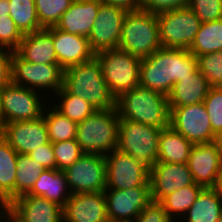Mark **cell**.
<instances>
[{"instance_id":"1","label":"cell","mask_w":222,"mask_h":222,"mask_svg":"<svg viewBox=\"0 0 222 222\" xmlns=\"http://www.w3.org/2000/svg\"><path fill=\"white\" fill-rule=\"evenodd\" d=\"M197 69V58L188 49L161 47L141 60L139 85L168 96L174 83Z\"/></svg>"},{"instance_id":"2","label":"cell","mask_w":222,"mask_h":222,"mask_svg":"<svg viewBox=\"0 0 222 222\" xmlns=\"http://www.w3.org/2000/svg\"><path fill=\"white\" fill-rule=\"evenodd\" d=\"M116 109L120 120H130L160 129L169 127L168 96L141 85L116 98Z\"/></svg>"},{"instance_id":"3","label":"cell","mask_w":222,"mask_h":222,"mask_svg":"<svg viewBox=\"0 0 222 222\" xmlns=\"http://www.w3.org/2000/svg\"><path fill=\"white\" fill-rule=\"evenodd\" d=\"M63 87L69 93L82 97L96 110L116 108V98L110 93L95 56L64 70Z\"/></svg>"},{"instance_id":"4","label":"cell","mask_w":222,"mask_h":222,"mask_svg":"<svg viewBox=\"0 0 222 222\" xmlns=\"http://www.w3.org/2000/svg\"><path fill=\"white\" fill-rule=\"evenodd\" d=\"M120 117L116 108L95 110L77 124L76 141L83 153L105 156L118 147Z\"/></svg>"},{"instance_id":"5","label":"cell","mask_w":222,"mask_h":222,"mask_svg":"<svg viewBox=\"0 0 222 222\" xmlns=\"http://www.w3.org/2000/svg\"><path fill=\"white\" fill-rule=\"evenodd\" d=\"M161 47L157 14L142 9L128 11L122 23L118 48L143 59Z\"/></svg>"},{"instance_id":"6","label":"cell","mask_w":222,"mask_h":222,"mask_svg":"<svg viewBox=\"0 0 222 222\" xmlns=\"http://www.w3.org/2000/svg\"><path fill=\"white\" fill-rule=\"evenodd\" d=\"M110 93L118 98L139 85L140 58L119 48L95 53Z\"/></svg>"},{"instance_id":"7","label":"cell","mask_w":222,"mask_h":222,"mask_svg":"<svg viewBox=\"0 0 222 222\" xmlns=\"http://www.w3.org/2000/svg\"><path fill=\"white\" fill-rule=\"evenodd\" d=\"M161 130L130 120H120L117 149L150 169L158 162Z\"/></svg>"},{"instance_id":"8","label":"cell","mask_w":222,"mask_h":222,"mask_svg":"<svg viewBox=\"0 0 222 222\" xmlns=\"http://www.w3.org/2000/svg\"><path fill=\"white\" fill-rule=\"evenodd\" d=\"M159 39L165 48L189 49L201 20L187 6L157 13Z\"/></svg>"},{"instance_id":"9","label":"cell","mask_w":222,"mask_h":222,"mask_svg":"<svg viewBox=\"0 0 222 222\" xmlns=\"http://www.w3.org/2000/svg\"><path fill=\"white\" fill-rule=\"evenodd\" d=\"M169 126L194 144L215 141L210 118L204 103L169 107Z\"/></svg>"},{"instance_id":"10","label":"cell","mask_w":222,"mask_h":222,"mask_svg":"<svg viewBox=\"0 0 222 222\" xmlns=\"http://www.w3.org/2000/svg\"><path fill=\"white\" fill-rule=\"evenodd\" d=\"M106 189L150 186V169L118 149L106 154Z\"/></svg>"},{"instance_id":"11","label":"cell","mask_w":222,"mask_h":222,"mask_svg":"<svg viewBox=\"0 0 222 222\" xmlns=\"http://www.w3.org/2000/svg\"><path fill=\"white\" fill-rule=\"evenodd\" d=\"M64 70L59 64H35L12 52V83L30 89L54 90L63 87Z\"/></svg>"},{"instance_id":"12","label":"cell","mask_w":222,"mask_h":222,"mask_svg":"<svg viewBox=\"0 0 222 222\" xmlns=\"http://www.w3.org/2000/svg\"><path fill=\"white\" fill-rule=\"evenodd\" d=\"M63 172L71 194L103 192L106 189V161L103 155L84 153Z\"/></svg>"},{"instance_id":"13","label":"cell","mask_w":222,"mask_h":222,"mask_svg":"<svg viewBox=\"0 0 222 222\" xmlns=\"http://www.w3.org/2000/svg\"><path fill=\"white\" fill-rule=\"evenodd\" d=\"M0 95L5 123L39 119L46 105L36 90L12 82L0 88Z\"/></svg>"},{"instance_id":"14","label":"cell","mask_w":222,"mask_h":222,"mask_svg":"<svg viewBox=\"0 0 222 222\" xmlns=\"http://www.w3.org/2000/svg\"><path fill=\"white\" fill-rule=\"evenodd\" d=\"M107 216L110 221L134 222L139 213L149 204L150 186L130 189H105Z\"/></svg>"},{"instance_id":"15","label":"cell","mask_w":222,"mask_h":222,"mask_svg":"<svg viewBox=\"0 0 222 222\" xmlns=\"http://www.w3.org/2000/svg\"><path fill=\"white\" fill-rule=\"evenodd\" d=\"M7 222H63V207L46 198L22 195L7 205Z\"/></svg>"},{"instance_id":"16","label":"cell","mask_w":222,"mask_h":222,"mask_svg":"<svg viewBox=\"0 0 222 222\" xmlns=\"http://www.w3.org/2000/svg\"><path fill=\"white\" fill-rule=\"evenodd\" d=\"M127 10L110 4H100L96 20L88 37L94 53L118 48L122 23Z\"/></svg>"},{"instance_id":"17","label":"cell","mask_w":222,"mask_h":222,"mask_svg":"<svg viewBox=\"0 0 222 222\" xmlns=\"http://www.w3.org/2000/svg\"><path fill=\"white\" fill-rule=\"evenodd\" d=\"M0 135L18 154L28 155L50 142L43 116L31 121L5 123Z\"/></svg>"},{"instance_id":"18","label":"cell","mask_w":222,"mask_h":222,"mask_svg":"<svg viewBox=\"0 0 222 222\" xmlns=\"http://www.w3.org/2000/svg\"><path fill=\"white\" fill-rule=\"evenodd\" d=\"M150 190L152 201L160 202L174 191L194 184L187 163L157 162L150 168Z\"/></svg>"},{"instance_id":"19","label":"cell","mask_w":222,"mask_h":222,"mask_svg":"<svg viewBox=\"0 0 222 222\" xmlns=\"http://www.w3.org/2000/svg\"><path fill=\"white\" fill-rule=\"evenodd\" d=\"M187 164L194 182L211 188L222 170V148L215 141L194 144Z\"/></svg>"},{"instance_id":"20","label":"cell","mask_w":222,"mask_h":222,"mask_svg":"<svg viewBox=\"0 0 222 222\" xmlns=\"http://www.w3.org/2000/svg\"><path fill=\"white\" fill-rule=\"evenodd\" d=\"M104 192L71 194L63 207L64 222L108 221Z\"/></svg>"},{"instance_id":"21","label":"cell","mask_w":222,"mask_h":222,"mask_svg":"<svg viewBox=\"0 0 222 222\" xmlns=\"http://www.w3.org/2000/svg\"><path fill=\"white\" fill-rule=\"evenodd\" d=\"M52 38L58 64L63 70L89 61L95 56L85 36L70 34L54 26Z\"/></svg>"},{"instance_id":"22","label":"cell","mask_w":222,"mask_h":222,"mask_svg":"<svg viewBox=\"0 0 222 222\" xmlns=\"http://www.w3.org/2000/svg\"><path fill=\"white\" fill-rule=\"evenodd\" d=\"M101 3L100 0H73L55 27L88 38Z\"/></svg>"},{"instance_id":"23","label":"cell","mask_w":222,"mask_h":222,"mask_svg":"<svg viewBox=\"0 0 222 222\" xmlns=\"http://www.w3.org/2000/svg\"><path fill=\"white\" fill-rule=\"evenodd\" d=\"M22 59L35 64H58L52 38V27L23 34L15 51Z\"/></svg>"},{"instance_id":"24","label":"cell","mask_w":222,"mask_h":222,"mask_svg":"<svg viewBox=\"0 0 222 222\" xmlns=\"http://www.w3.org/2000/svg\"><path fill=\"white\" fill-rule=\"evenodd\" d=\"M210 88L208 80L197 69L191 76L174 83L168 95V105L169 107H181L202 103Z\"/></svg>"},{"instance_id":"25","label":"cell","mask_w":222,"mask_h":222,"mask_svg":"<svg viewBox=\"0 0 222 222\" xmlns=\"http://www.w3.org/2000/svg\"><path fill=\"white\" fill-rule=\"evenodd\" d=\"M63 171L46 169L36 180L28 195L40 196L64 207L71 196Z\"/></svg>"},{"instance_id":"26","label":"cell","mask_w":222,"mask_h":222,"mask_svg":"<svg viewBox=\"0 0 222 222\" xmlns=\"http://www.w3.org/2000/svg\"><path fill=\"white\" fill-rule=\"evenodd\" d=\"M193 144L170 126L159 135L158 162L187 163Z\"/></svg>"},{"instance_id":"27","label":"cell","mask_w":222,"mask_h":222,"mask_svg":"<svg viewBox=\"0 0 222 222\" xmlns=\"http://www.w3.org/2000/svg\"><path fill=\"white\" fill-rule=\"evenodd\" d=\"M18 153L0 135V197L8 205L15 200Z\"/></svg>"},{"instance_id":"28","label":"cell","mask_w":222,"mask_h":222,"mask_svg":"<svg viewBox=\"0 0 222 222\" xmlns=\"http://www.w3.org/2000/svg\"><path fill=\"white\" fill-rule=\"evenodd\" d=\"M186 213V222H217L222 215V202L211 188H204Z\"/></svg>"},{"instance_id":"29","label":"cell","mask_w":222,"mask_h":222,"mask_svg":"<svg viewBox=\"0 0 222 222\" xmlns=\"http://www.w3.org/2000/svg\"><path fill=\"white\" fill-rule=\"evenodd\" d=\"M195 57L222 51V19L201 22L190 48Z\"/></svg>"},{"instance_id":"30","label":"cell","mask_w":222,"mask_h":222,"mask_svg":"<svg viewBox=\"0 0 222 222\" xmlns=\"http://www.w3.org/2000/svg\"><path fill=\"white\" fill-rule=\"evenodd\" d=\"M15 178V199L28 194L46 169L27 154H18Z\"/></svg>"},{"instance_id":"31","label":"cell","mask_w":222,"mask_h":222,"mask_svg":"<svg viewBox=\"0 0 222 222\" xmlns=\"http://www.w3.org/2000/svg\"><path fill=\"white\" fill-rule=\"evenodd\" d=\"M203 189L204 187L194 183L168 194L160 203L163 205L168 216L176 222L177 220H175L176 217L174 218V216L177 214H180V216L186 214Z\"/></svg>"},{"instance_id":"32","label":"cell","mask_w":222,"mask_h":222,"mask_svg":"<svg viewBox=\"0 0 222 222\" xmlns=\"http://www.w3.org/2000/svg\"><path fill=\"white\" fill-rule=\"evenodd\" d=\"M47 109L46 107L44 108L42 116L46 123L50 142L55 143L75 139L78 123L68 119L54 107L52 109L49 108V110Z\"/></svg>"},{"instance_id":"33","label":"cell","mask_w":222,"mask_h":222,"mask_svg":"<svg viewBox=\"0 0 222 222\" xmlns=\"http://www.w3.org/2000/svg\"><path fill=\"white\" fill-rule=\"evenodd\" d=\"M10 17L22 34L43 29L37 17L34 0H9Z\"/></svg>"},{"instance_id":"34","label":"cell","mask_w":222,"mask_h":222,"mask_svg":"<svg viewBox=\"0 0 222 222\" xmlns=\"http://www.w3.org/2000/svg\"><path fill=\"white\" fill-rule=\"evenodd\" d=\"M60 104L53 105L54 108L68 119L79 123L90 116L96 109L82 97L69 93L62 87L57 93ZM62 99V100H61Z\"/></svg>"},{"instance_id":"35","label":"cell","mask_w":222,"mask_h":222,"mask_svg":"<svg viewBox=\"0 0 222 222\" xmlns=\"http://www.w3.org/2000/svg\"><path fill=\"white\" fill-rule=\"evenodd\" d=\"M34 2L40 26L49 28L56 26L73 0H34Z\"/></svg>"},{"instance_id":"36","label":"cell","mask_w":222,"mask_h":222,"mask_svg":"<svg viewBox=\"0 0 222 222\" xmlns=\"http://www.w3.org/2000/svg\"><path fill=\"white\" fill-rule=\"evenodd\" d=\"M197 58L198 70L211 87H222V51L207 53Z\"/></svg>"},{"instance_id":"37","label":"cell","mask_w":222,"mask_h":222,"mask_svg":"<svg viewBox=\"0 0 222 222\" xmlns=\"http://www.w3.org/2000/svg\"><path fill=\"white\" fill-rule=\"evenodd\" d=\"M52 148L59 171L73 165L84 154L76 139L52 143Z\"/></svg>"},{"instance_id":"38","label":"cell","mask_w":222,"mask_h":222,"mask_svg":"<svg viewBox=\"0 0 222 222\" xmlns=\"http://www.w3.org/2000/svg\"><path fill=\"white\" fill-rule=\"evenodd\" d=\"M203 103L217 135L222 130V87H211Z\"/></svg>"},{"instance_id":"39","label":"cell","mask_w":222,"mask_h":222,"mask_svg":"<svg viewBox=\"0 0 222 222\" xmlns=\"http://www.w3.org/2000/svg\"><path fill=\"white\" fill-rule=\"evenodd\" d=\"M22 37L23 34L10 16H0V49L15 52L22 41Z\"/></svg>"},{"instance_id":"40","label":"cell","mask_w":222,"mask_h":222,"mask_svg":"<svg viewBox=\"0 0 222 222\" xmlns=\"http://www.w3.org/2000/svg\"><path fill=\"white\" fill-rule=\"evenodd\" d=\"M187 6L201 22L222 19V0H189Z\"/></svg>"},{"instance_id":"41","label":"cell","mask_w":222,"mask_h":222,"mask_svg":"<svg viewBox=\"0 0 222 222\" xmlns=\"http://www.w3.org/2000/svg\"><path fill=\"white\" fill-rule=\"evenodd\" d=\"M160 202L150 201L134 222H173Z\"/></svg>"},{"instance_id":"42","label":"cell","mask_w":222,"mask_h":222,"mask_svg":"<svg viewBox=\"0 0 222 222\" xmlns=\"http://www.w3.org/2000/svg\"><path fill=\"white\" fill-rule=\"evenodd\" d=\"M141 9L151 13L187 7L189 0H140Z\"/></svg>"},{"instance_id":"43","label":"cell","mask_w":222,"mask_h":222,"mask_svg":"<svg viewBox=\"0 0 222 222\" xmlns=\"http://www.w3.org/2000/svg\"><path fill=\"white\" fill-rule=\"evenodd\" d=\"M28 156L41 164L45 169H56V160L51 142L39 146L38 149L30 152Z\"/></svg>"},{"instance_id":"44","label":"cell","mask_w":222,"mask_h":222,"mask_svg":"<svg viewBox=\"0 0 222 222\" xmlns=\"http://www.w3.org/2000/svg\"><path fill=\"white\" fill-rule=\"evenodd\" d=\"M12 82V51L0 49V88Z\"/></svg>"},{"instance_id":"45","label":"cell","mask_w":222,"mask_h":222,"mask_svg":"<svg viewBox=\"0 0 222 222\" xmlns=\"http://www.w3.org/2000/svg\"><path fill=\"white\" fill-rule=\"evenodd\" d=\"M103 4L119 6L127 11H136L141 9L140 0H100Z\"/></svg>"},{"instance_id":"46","label":"cell","mask_w":222,"mask_h":222,"mask_svg":"<svg viewBox=\"0 0 222 222\" xmlns=\"http://www.w3.org/2000/svg\"><path fill=\"white\" fill-rule=\"evenodd\" d=\"M211 189L216 193L217 197L222 202V170L215 179L214 185L211 187Z\"/></svg>"},{"instance_id":"47","label":"cell","mask_w":222,"mask_h":222,"mask_svg":"<svg viewBox=\"0 0 222 222\" xmlns=\"http://www.w3.org/2000/svg\"><path fill=\"white\" fill-rule=\"evenodd\" d=\"M10 15V2L9 0H0V16Z\"/></svg>"},{"instance_id":"48","label":"cell","mask_w":222,"mask_h":222,"mask_svg":"<svg viewBox=\"0 0 222 222\" xmlns=\"http://www.w3.org/2000/svg\"><path fill=\"white\" fill-rule=\"evenodd\" d=\"M4 126H5V119H4V114L2 111V103H1V95H0V134L2 133Z\"/></svg>"},{"instance_id":"49","label":"cell","mask_w":222,"mask_h":222,"mask_svg":"<svg viewBox=\"0 0 222 222\" xmlns=\"http://www.w3.org/2000/svg\"><path fill=\"white\" fill-rule=\"evenodd\" d=\"M215 142L222 148V130L216 135Z\"/></svg>"},{"instance_id":"50","label":"cell","mask_w":222,"mask_h":222,"mask_svg":"<svg viewBox=\"0 0 222 222\" xmlns=\"http://www.w3.org/2000/svg\"><path fill=\"white\" fill-rule=\"evenodd\" d=\"M0 210L7 211V204L6 202L0 197Z\"/></svg>"},{"instance_id":"51","label":"cell","mask_w":222,"mask_h":222,"mask_svg":"<svg viewBox=\"0 0 222 222\" xmlns=\"http://www.w3.org/2000/svg\"><path fill=\"white\" fill-rule=\"evenodd\" d=\"M0 222H7V221H6V216H5V215L0 219Z\"/></svg>"},{"instance_id":"52","label":"cell","mask_w":222,"mask_h":222,"mask_svg":"<svg viewBox=\"0 0 222 222\" xmlns=\"http://www.w3.org/2000/svg\"><path fill=\"white\" fill-rule=\"evenodd\" d=\"M1 212H2V213H1ZM3 212H4V213H3ZM3 214L5 215V214H6V211H1V210H0V219L4 216Z\"/></svg>"},{"instance_id":"53","label":"cell","mask_w":222,"mask_h":222,"mask_svg":"<svg viewBox=\"0 0 222 222\" xmlns=\"http://www.w3.org/2000/svg\"><path fill=\"white\" fill-rule=\"evenodd\" d=\"M217 222H222V215L219 217V220Z\"/></svg>"}]
</instances>
